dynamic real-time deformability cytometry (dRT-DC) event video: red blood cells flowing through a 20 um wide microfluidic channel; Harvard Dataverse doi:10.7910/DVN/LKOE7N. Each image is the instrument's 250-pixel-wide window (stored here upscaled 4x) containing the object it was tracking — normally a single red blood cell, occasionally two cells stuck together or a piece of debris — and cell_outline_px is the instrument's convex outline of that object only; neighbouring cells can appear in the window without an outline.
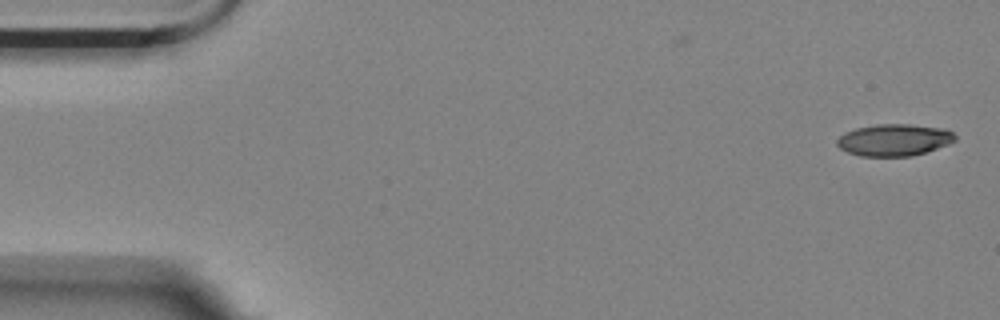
{"species": "Egyptian fruit bat (a non-hibernating species)", "species_latin": "Rousettus aegyptiacus", "temperature_condition": "room temperature", "stored_images_in_passage": 56, "camera_frame_rate_fps": 3000, "um_per_image_px": 0.085, "animal": {"sex": "female"}, "frame": {"image": 1, "passage_image": 1, "time_ms": 0.0, "image_size_px": [1000, 320], "cell_outline_px": [[956, 140], [948, 144], [912, 156], [860, 156], [848, 152], [840, 148], [836, 144], [836, 140], [844, 132], [856, 128], [876, 124], [908, 124], [944, 128], [952, 132], [956, 136]], "centroid_in_image_um": [75.98, 11.89], "position_along_channel_um": 9.0, "area_um2": 21.91}}
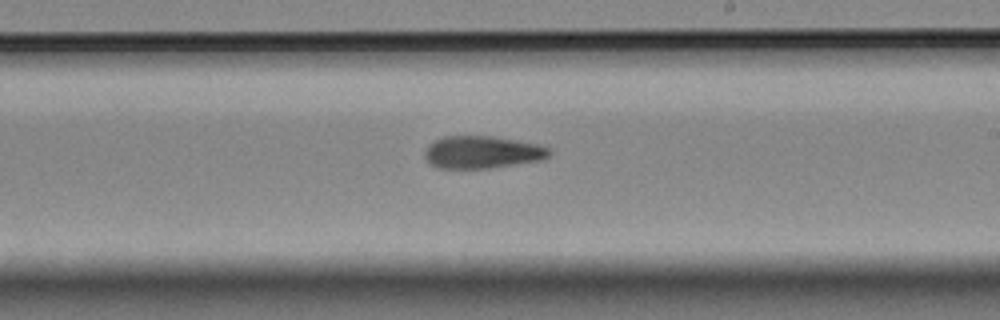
{"frame": {"image": 2, "passage_image": 32, "time_ms": 10.333, "image_size_px": [1000, 320], "cell_outline_px": [[552, 152], [548, 156], [540, 160], [492, 168], [436, 168], [424, 156], [424, 152], [428, 144], [444, 136], [492, 136], [540, 144], [548, 148]], "centroid_in_image_um": [40.98, 12.93], "position_along_channel_um": 248.0, "area_um2": 23.52}}
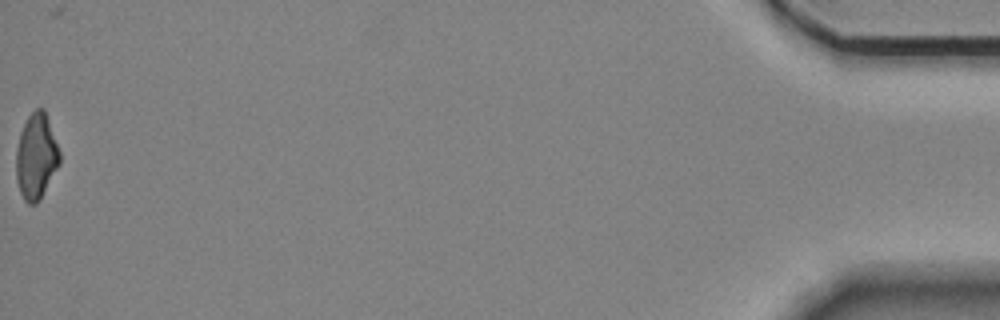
{"frame": {"image": 3, "passage_image": 56, "time_ms": 18.333, "image_size_px": [1000, 320], "cell_outline_px": [[60, 164], [40, 200], [36, 204], [28, 204], [24, 200], [20, 192], [16, 180], [16, 148], [20, 132], [28, 116], [36, 108], [44, 108], [60, 152]], "centroid_in_image_um": [3.07, 13.32], "position_along_channel_um": 432.1, "area_um2": 21.85}, "authors_computed_cell_mechanics": {"area_um2": 23.3512, "velocity_mm_per_s": 3.533, "shape_relaxation_time_tau1_ms": null, "shape_relaxation_time_tau2_ms": 3.9905, "deformation_change_tau1": null, "deformation_change_tau2": 0.1132}}